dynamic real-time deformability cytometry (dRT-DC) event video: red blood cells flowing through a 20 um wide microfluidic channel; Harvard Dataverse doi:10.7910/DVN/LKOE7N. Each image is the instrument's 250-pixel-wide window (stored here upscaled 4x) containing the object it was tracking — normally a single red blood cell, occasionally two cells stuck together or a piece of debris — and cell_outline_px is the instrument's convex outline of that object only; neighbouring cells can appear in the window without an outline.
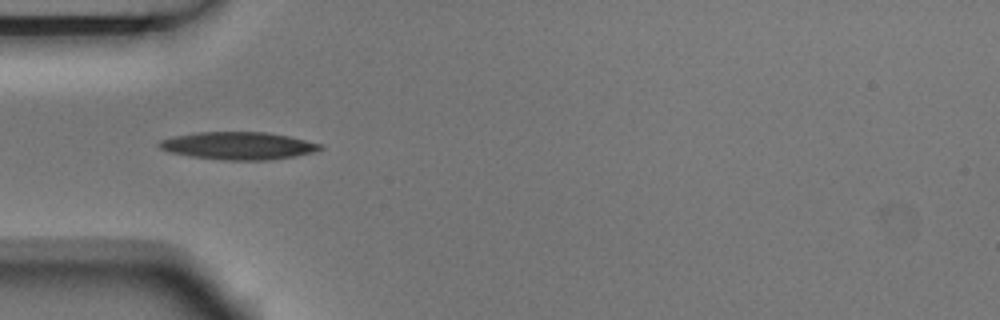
{"species": "Egyptian fruit bat (a non-hibernating species)", "species_latin": "Rousettus aegyptiacus", "temperature_condition": "room temperature", "stored_images_in_passage": 6, "camera_frame_rate_fps": 3000, "um_per_image_px": 0.085, "animal": {"sex": "male"}, "frame": {"image": 1, "passage_image": 5, "time_ms": 1.333, "image_size_px": [1000, 320], "cell_outline_px": [[324, 148], [312, 152], [292, 156], [268, 160], [224, 160], [192, 156], [168, 152], [160, 148], [156, 144], [160, 140], [176, 136], [196, 132], [264, 132], [288, 136], [320, 144]], "centroid_in_image_um": [20.2, 12.38], "position_along_channel_um": 64.8, "area_um2": 25.55}}
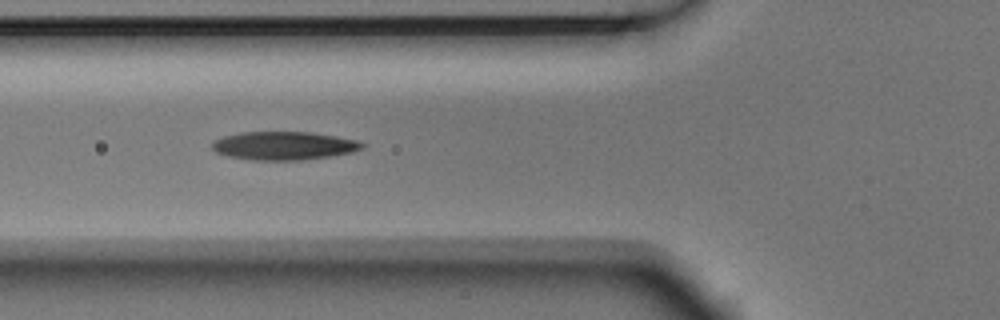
{"frame": {"image": 2, "passage_image": 6, "time_ms": 1.667, "image_size_px": [1000, 320], "cell_outline_px": [[364, 148], [352, 152], [328, 156], [300, 160], [252, 160], [228, 156], [216, 152], [212, 148], [212, 144], [216, 140], [224, 136], [240, 132], [312, 132], [336, 136], [356, 140], [364, 144]], "centroid_in_image_um": [24.12, 12.38], "position_along_channel_um": 101.7, "area_um2": 24.62}}